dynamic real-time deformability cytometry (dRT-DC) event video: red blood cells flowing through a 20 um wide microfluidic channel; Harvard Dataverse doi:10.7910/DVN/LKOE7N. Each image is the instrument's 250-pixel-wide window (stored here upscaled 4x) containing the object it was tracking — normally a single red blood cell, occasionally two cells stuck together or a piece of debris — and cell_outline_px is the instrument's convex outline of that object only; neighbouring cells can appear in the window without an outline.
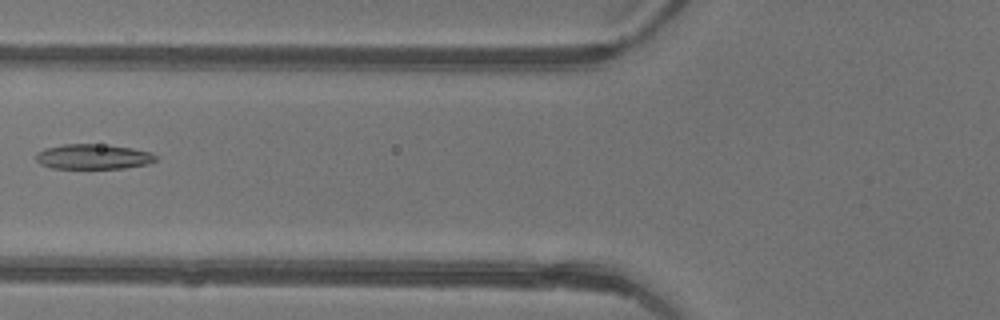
{"species": "common noctule bat (a hibernating species)", "species_latin": "Nyctalus noctula", "temperature_condition": "warm", "stored_images_in_passage": 6, "camera_frame_rate_fps": 3000, "um_per_image_px": 0.085, "animal": {"sex": "female"}, "frame": {"image": 1, "passage_image": 6, "time_ms": 1.667, "image_size_px": [1000, 320], "cell_outline_px": [[156, 160], [148, 164], [124, 168], [52, 168], [40, 164], [36, 160], [36, 152], [44, 148], [64, 144], [92, 144], [132, 148], [152, 152], [156, 156]], "centroid_in_image_um": [7.9, 13.32], "position_along_channel_um": 117.9, "area_um2": 17.4}}